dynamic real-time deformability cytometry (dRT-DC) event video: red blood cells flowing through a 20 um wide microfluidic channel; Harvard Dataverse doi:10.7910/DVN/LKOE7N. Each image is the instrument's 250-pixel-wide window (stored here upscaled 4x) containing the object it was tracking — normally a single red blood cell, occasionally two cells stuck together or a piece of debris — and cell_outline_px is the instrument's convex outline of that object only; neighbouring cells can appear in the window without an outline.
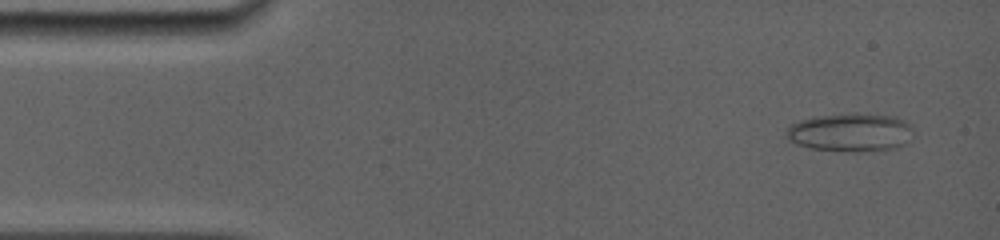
{"species": "common noctule bat (a hibernating species)", "species_latin": "Nyctalus noctula", "temperature_condition": "room temperature", "stored_images_in_passage": 12, "camera_frame_rate_fps": 5000, "um_per_image_px": 0.085, "animal": {"sex": "female", "body_mass_g": 19.0, "forearm_length_mm": 56.7}, "frame": {"image": 1, "passage_image": 2, "time_ms": 0.8, "image_size_px": [1000, 240], "cell_outline_px": [[912, 140], [896, 148], [852, 152], [812, 148], [796, 144], [788, 140], [788, 128], [792, 124], [800, 120], [816, 116], [852, 112], [892, 116], [904, 120], [912, 128]], "centroid_in_image_um": [72.32, 11.24], "position_along_channel_um": 12.7, "area_um2": 28.44}}
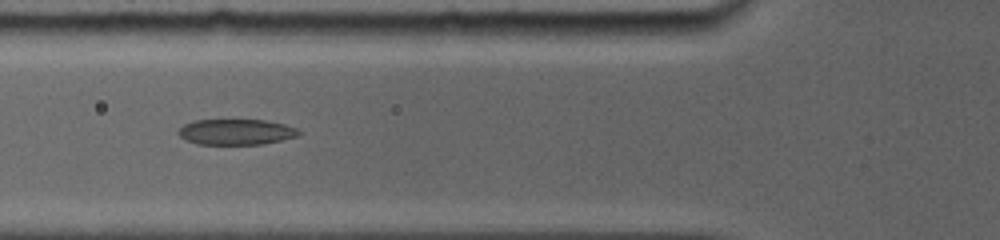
{"frame": {"image": 2, "passage_image": 8, "time_ms": 5.6, "image_size_px": [1000, 240], "cell_outline_px": [[300, 132], [296, 136], [264, 144], [196, 144], [180, 136], [176, 132], [184, 124], [192, 120], [264, 120], [284, 124], [296, 128]], "centroid_in_image_um": [20.03, 11.21], "position_along_channel_um": 105.8, "area_um2": 17.86}}
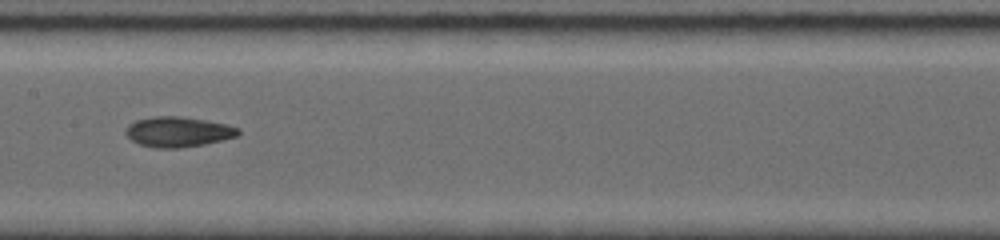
{"frame": {"image": 3, "passage_image": 11, "time_ms": 7.8, "image_size_px": [1000, 240], "cell_outline_px": [[240, 132], [236, 136], [204, 144], [180, 148], [156, 148], [140, 144], [132, 140], [124, 132], [128, 124], [136, 120], [152, 116], [180, 116], [204, 120], [224, 124], [240, 128]], "centroid_in_image_um": [15.1, 11.2], "position_along_channel_um": 192.3, "area_um2": 19.65}}